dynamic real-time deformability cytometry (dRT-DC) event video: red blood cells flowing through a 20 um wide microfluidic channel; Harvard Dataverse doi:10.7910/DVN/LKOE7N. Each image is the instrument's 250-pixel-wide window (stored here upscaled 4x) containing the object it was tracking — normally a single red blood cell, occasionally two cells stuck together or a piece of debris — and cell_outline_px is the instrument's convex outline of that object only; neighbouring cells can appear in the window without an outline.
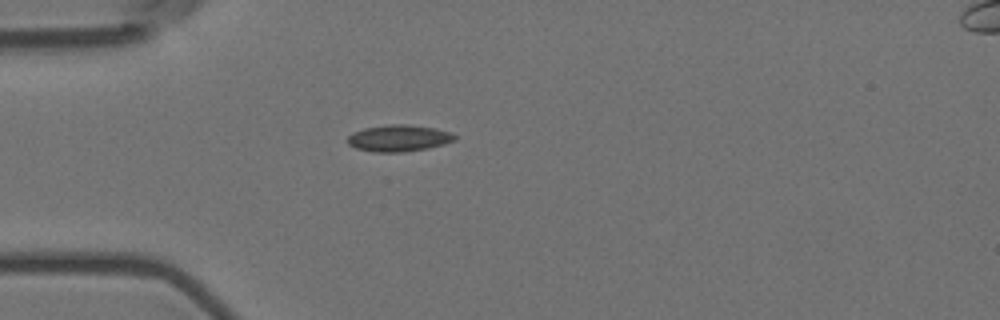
{"species": "Egyptian fruit bat (a non-hibernating species)", "species_latin": "Rousettus aegyptiacus", "temperature_condition": "room temperature", "stored_images_in_passage": 1, "camera_frame_rate_fps": 3000, "um_per_image_px": 0.085, "animal": {"sex": "female"}, "frame": {"image": 1, "passage_image": 1, "time_ms": 0.0, "image_size_px": [1000, 320], "cell_outline_px": [[456, 140], [444, 144], [428, 148], [404, 152], [372, 152], [356, 148], [348, 144], [348, 136], [352, 132], [364, 128], [388, 124], [408, 124], [436, 128], [452, 132], [456, 136]], "centroid_in_image_um": [33.91, 11.74], "position_along_channel_um": 51.1, "area_um2": 16.82}}